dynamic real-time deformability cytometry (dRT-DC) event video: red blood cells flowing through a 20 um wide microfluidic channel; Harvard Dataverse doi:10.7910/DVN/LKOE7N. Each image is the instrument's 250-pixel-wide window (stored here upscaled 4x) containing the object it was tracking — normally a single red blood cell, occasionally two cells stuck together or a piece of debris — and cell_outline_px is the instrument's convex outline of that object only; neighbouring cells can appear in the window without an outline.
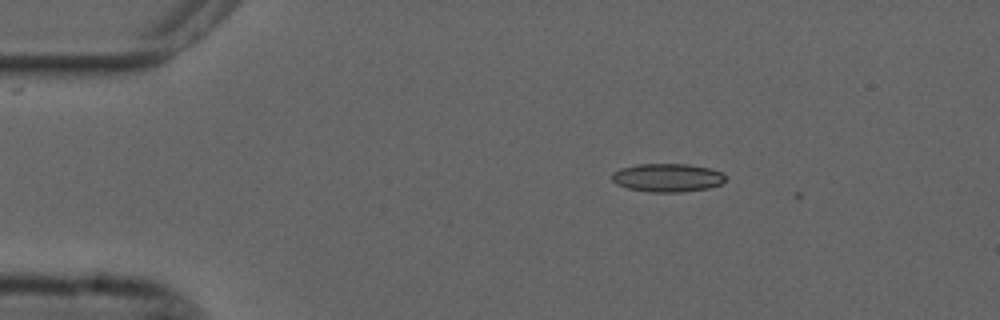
{"species": "common noctule bat (a hibernating species)", "species_latin": "Nyctalus noctula", "temperature_condition": "cold", "stored_images_in_passage": 3, "camera_frame_rate_fps": 3000, "um_per_image_px": 0.085, "animal": {"sex": "male", "forearm_length_mm": 52.5}, "frame": {"image": 1, "passage_image": 1, "time_ms": 0.0, "image_size_px": [1000, 320], "cell_outline_px": [[728, 176], [720, 184], [708, 188], [680, 192], [648, 192], [628, 188], [616, 184], [612, 180], [612, 172], [620, 168], [636, 164], [688, 164], [712, 168], [724, 172]], "centroid_in_image_um": [56.75, 15.09], "position_along_channel_um": 28.3, "area_um2": 19.02}}